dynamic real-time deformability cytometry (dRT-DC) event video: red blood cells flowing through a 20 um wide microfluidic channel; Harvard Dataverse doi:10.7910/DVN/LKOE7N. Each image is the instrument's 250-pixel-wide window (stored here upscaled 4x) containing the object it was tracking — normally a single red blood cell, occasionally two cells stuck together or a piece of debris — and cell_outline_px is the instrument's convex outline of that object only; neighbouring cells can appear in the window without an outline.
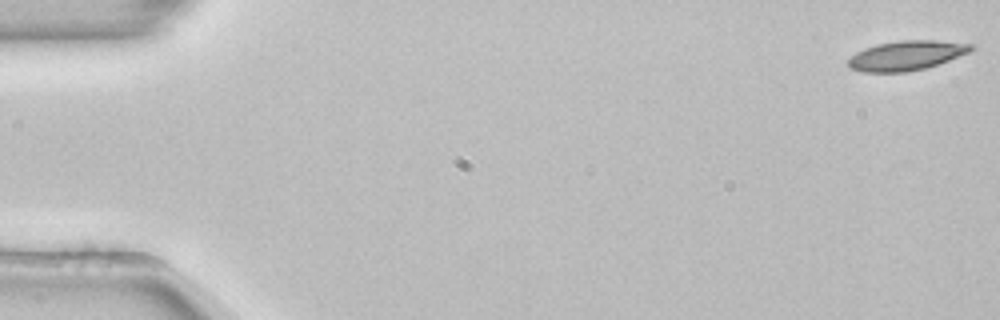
{"species": "common noctule bat (a hibernating species)", "species_latin": "Nyctalus noctula", "temperature_condition": "room temperature", "stored_images_in_passage": 12, "camera_frame_rate_fps": 3000, "um_per_image_px": 0.085, "animal": {"sex": "female", "body_mass_g": 22.7, "forearm_length_mm": 54.2}, "frame": {"image": 1, "passage_image": 1, "time_ms": 0.0, "image_size_px": [1000, 320], "cell_outline_px": [[972, 48], [968, 52], [948, 60], [924, 68], [904, 72], [864, 72], [848, 68], [848, 60], [856, 52], [864, 48], [876, 44], [900, 40], [936, 40], [972, 44]], "centroid_in_image_um": [76.98, 4.71], "position_along_channel_um": 8.0, "area_um2": 20.92}}